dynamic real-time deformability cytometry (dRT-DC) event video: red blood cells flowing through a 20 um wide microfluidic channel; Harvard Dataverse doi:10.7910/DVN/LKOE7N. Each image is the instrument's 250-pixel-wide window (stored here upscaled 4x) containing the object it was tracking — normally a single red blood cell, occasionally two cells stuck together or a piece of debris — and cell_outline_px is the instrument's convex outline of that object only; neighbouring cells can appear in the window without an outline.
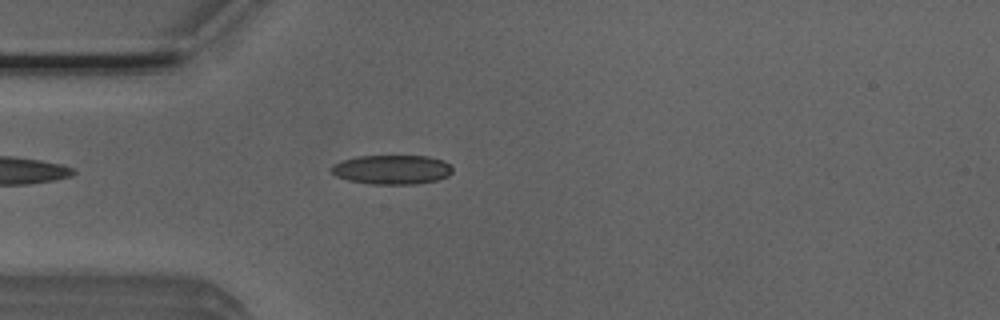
{"species": "Egyptian fruit bat (a non-hibernating species)", "species_latin": "Rousettus aegyptiacus", "temperature_condition": "room temperature", "stored_images_in_passage": 45, "camera_frame_rate_fps": 3000, "um_per_image_px": 0.085, "animal": {"sex": "male"}, "frame": {"image": 1, "passage_image": 7, "time_ms": 2.0, "image_size_px": [1000, 320], "cell_outline_px": [[452, 172], [448, 176], [436, 180], [416, 184], [372, 184], [348, 180], [336, 176], [332, 172], [332, 168], [340, 160], [356, 156], [428, 156], [444, 160], [452, 168]], "centroid_in_image_um": [33.33, 14.41], "position_along_channel_um": 51.7, "area_um2": 20.63}}
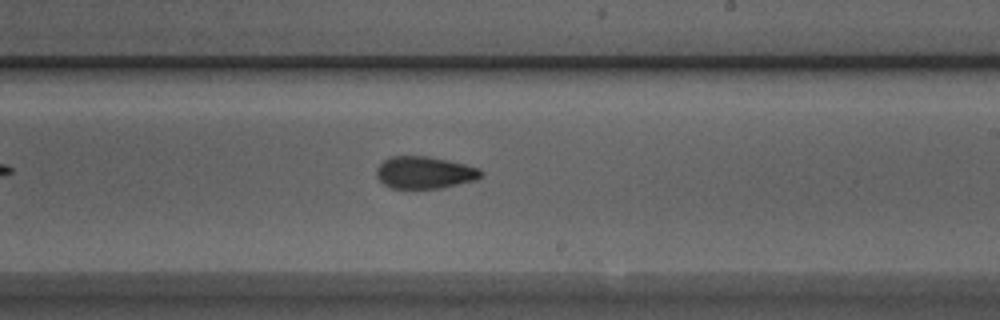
{"frame": {"image": 2, "passage_image": 23, "time_ms": 7.333, "image_size_px": [1000, 320], "cell_outline_px": [[484, 172], [476, 180], [440, 188], [392, 188], [384, 184], [376, 176], [376, 168], [384, 160], [392, 156], [428, 156], [448, 160], [480, 168]], "centroid_in_image_um": [36.09, 14.66], "position_along_channel_um": 252.9, "area_um2": 19.54}}
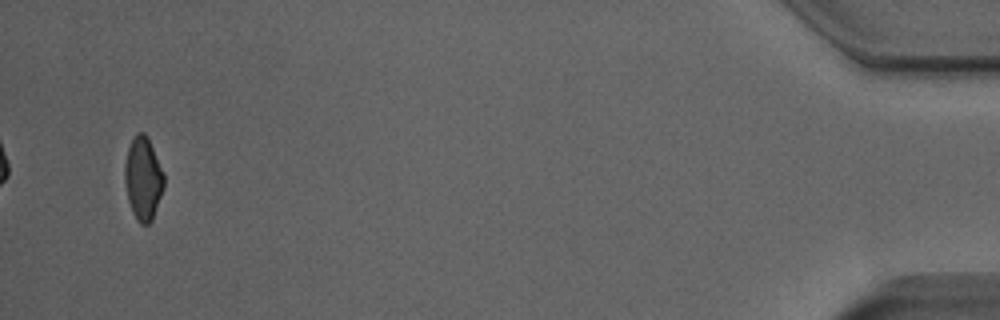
{"frame": {"image": 3, "passage_image": 43, "time_ms": 14.0, "image_size_px": [1000, 320], "cell_outline_px": [[164, 188], [152, 220], [148, 224], [140, 224], [136, 220], [132, 212], [128, 200], [124, 184], [124, 164], [128, 148], [136, 132], [144, 132], [148, 136], [164, 172]], "centroid_in_image_um": [12.16, 15.16], "position_along_channel_um": 423.0, "area_um2": 19.31}, "authors_computed_cell_mechanics": {"area_um2": 19.7676, "velocity_mm_per_s": 3.9019, "shape_relaxation_time_tau1_ms": null, "shape_relaxation_time_tau2_ms": 3.0854, "deformation_change_tau1": null, "deformation_change_tau2": 0.0917}}